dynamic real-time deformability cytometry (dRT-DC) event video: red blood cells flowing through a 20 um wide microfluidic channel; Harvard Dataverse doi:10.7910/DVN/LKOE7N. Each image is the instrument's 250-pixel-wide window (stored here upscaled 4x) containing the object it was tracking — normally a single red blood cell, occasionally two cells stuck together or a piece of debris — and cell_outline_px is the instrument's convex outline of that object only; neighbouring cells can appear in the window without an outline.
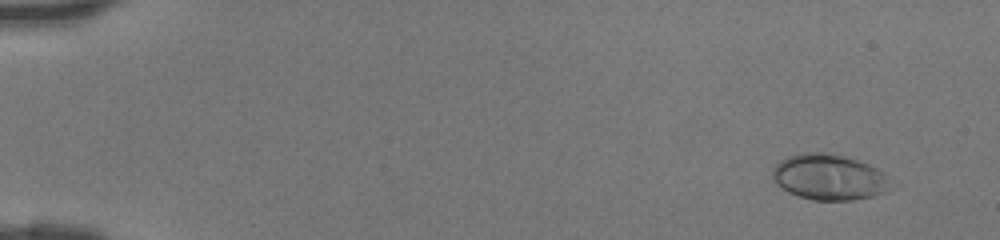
{"species": "human", "species_latin": "Homo sapiens", "temperature_condition": "room temperature", "stored_images_in_passage": 47, "camera_frame_rate_fps": 3000, "um_per_image_px": 0.085, "donor": {"sex": "female"}, "frame": {"image": 1, "passage_image": 4, "time_ms": 1.0, "image_size_px": [1000, 240], "cell_outline_px": [[884, 192], [876, 196], [852, 200], [812, 200], [788, 192], [776, 184], [772, 176], [772, 168], [780, 160], [788, 156], [800, 152], [824, 152], [844, 156], [868, 164], [876, 168], [880, 172]], "centroid_in_image_um": [70.31, 15.04], "position_along_channel_um": 14.7, "area_um2": 30.75}}
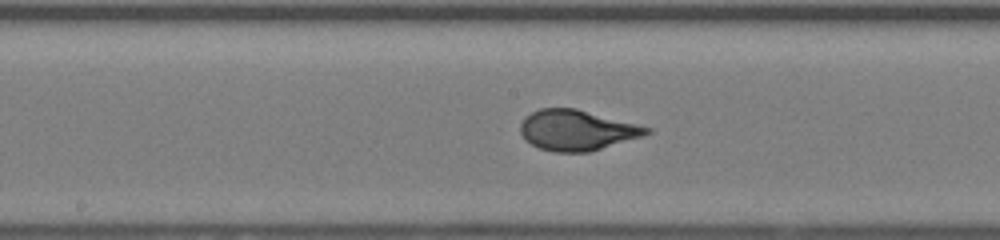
{"frame": {"image": 2, "passage_image": 26, "time_ms": 8.333, "image_size_px": [1000, 240], "cell_outline_px": [[652, 132], [644, 136], [588, 152], [556, 152], [540, 148], [524, 140], [520, 132], [520, 124], [524, 116], [540, 108], [576, 108], [652, 128]], "centroid_in_image_um": [49.02, 11.06], "position_along_channel_um": 199.2, "area_um2": 29.77}}
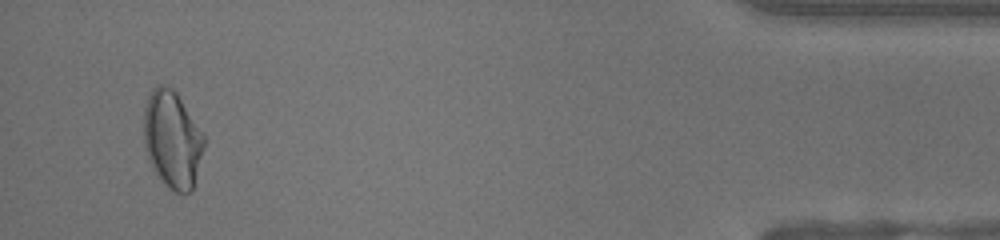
{"frame": {"image": 3, "passage_image": 45, "time_ms": 14.667, "image_size_px": [1000, 240], "cell_outline_px": [[208, 140], [192, 192], [176, 192], [168, 188], [164, 184], [148, 160], [144, 144], [144, 108], [148, 96], [152, 88], [160, 84], [172, 88], [176, 92]], "centroid_in_image_um": [14.68, 11.86], "position_along_channel_um": 420.5, "area_um2": 34.56}}